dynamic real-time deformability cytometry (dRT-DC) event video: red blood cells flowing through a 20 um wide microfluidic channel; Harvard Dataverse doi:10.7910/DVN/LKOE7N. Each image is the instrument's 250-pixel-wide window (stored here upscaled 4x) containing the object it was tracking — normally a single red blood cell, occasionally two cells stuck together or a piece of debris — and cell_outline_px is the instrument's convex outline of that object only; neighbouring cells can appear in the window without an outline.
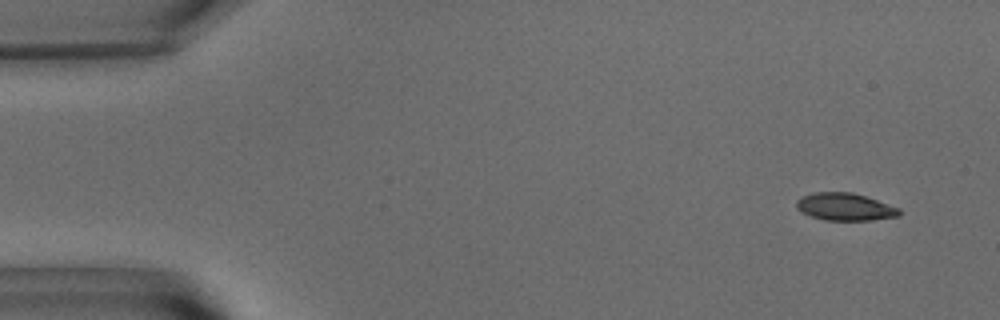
{"species": "common noctule bat (a hibernating species)", "species_latin": "Nyctalus noctula", "temperature_condition": "warm", "stored_images_in_passage": 51, "camera_frame_rate_fps": 3000, "um_per_image_px": 0.085, "animal": {"sex": "male", "body_mass_g": 15.6}, "frame": {"image": 1, "passage_image": 1, "time_ms": 0.0, "image_size_px": [1000, 320], "cell_outline_px": [[900, 216], [872, 220], [824, 220], [800, 212], [796, 208], [796, 200], [800, 196], [812, 192], [852, 192], [900, 208]], "centroid_in_image_um": [71.78, 17.57], "position_along_channel_um": 13.2, "area_um2": 16.53}}
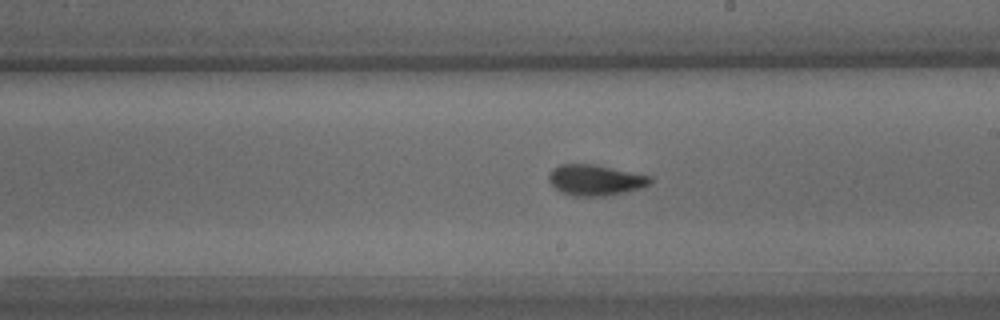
{"frame": {"image": 2, "passage_image": 28, "time_ms": 9.0, "image_size_px": [1000, 320], "cell_outline_px": [[652, 184], [640, 188], [608, 196], [572, 196], [560, 192], [548, 180], [548, 176], [552, 168], [560, 164], [596, 164], [652, 176]], "centroid_in_image_um": [50.61, 15.3], "position_along_channel_um": 238.4, "area_um2": 18.44}}
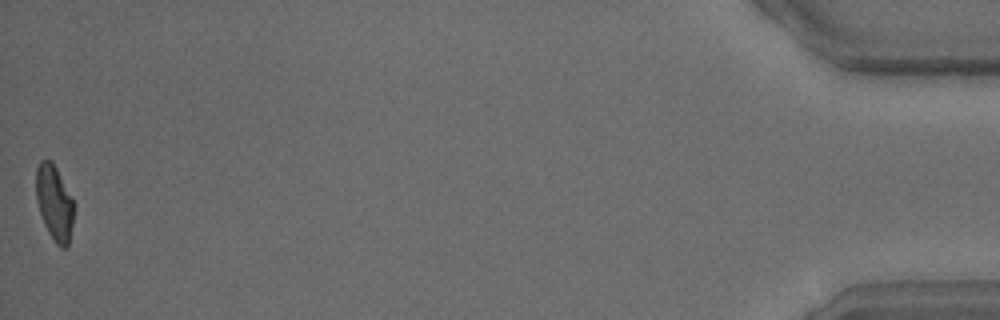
{"frame": {"image": 3, "passage_image": 51, "time_ms": 16.667, "image_size_px": [1000, 320], "cell_outline_px": [[76, 208], [68, 248], [60, 248], [56, 244], [48, 232], [44, 224], [36, 200], [36, 168], [40, 160], [48, 160], [56, 168], [72, 196], [76, 204]], "centroid_in_image_um": [4.66, 17.29], "position_along_channel_um": 430.5, "area_um2": 16.94}, "authors_computed_cell_mechanics": {"area_um2": 17.5134, "velocity_mm_per_s": 3.7657, "shape_relaxation_time_tau1_ms": 5.9925, "shape_relaxation_time_tau2_ms": 1.5688, "deformation_change_tau1": 0.2024, "deformation_change_tau2": 0.0763}}